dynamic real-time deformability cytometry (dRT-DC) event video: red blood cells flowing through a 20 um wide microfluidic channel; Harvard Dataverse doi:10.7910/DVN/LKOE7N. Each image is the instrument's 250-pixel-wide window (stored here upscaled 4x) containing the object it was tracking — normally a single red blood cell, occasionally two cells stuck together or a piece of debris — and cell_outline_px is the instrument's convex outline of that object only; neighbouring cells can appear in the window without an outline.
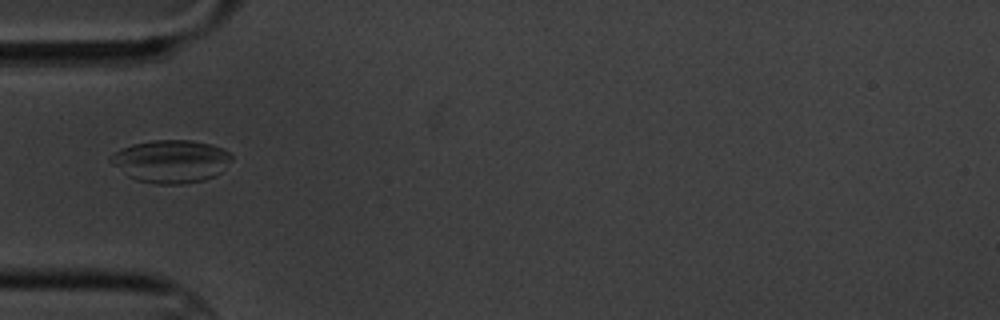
{"species": "common noctule bat (a hibernating species)", "species_latin": "Nyctalus noctula", "temperature_condition": "cold", "stored_images_in_passage": 9, "camera_frame_rate_fps": 3000, "um_per_image_px": 0.085, "animal": {"sex": "male", "body_mass_g": 20.1, "forearm_length_mm": 53.5}, "frame": {"image": 1, "passage_image": 3, "time_ms": 2.333, "image_size_px": [1000, 320], "cell_outline_px": [[232, 160], [216, 176], [204, 180], [184, 184], [156, 184], [136, 180], [128, 176], [112, 164], [108, 160], [108, 156], [120, 148], [132, 144], [152, 140], [192, 140], [224, 148], [232, 156]], "centroid_in_image_um": [14.51, 13.71], "position_along_channel_um": 70.5, "area_um2": 30.4}}
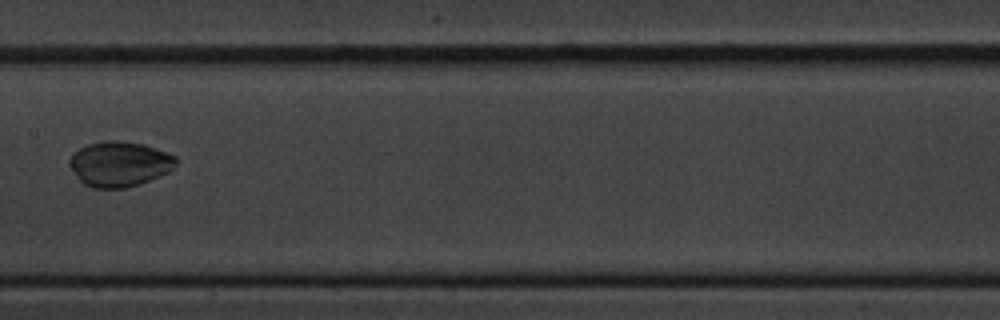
{"frame": {"image": 2, "passage_image": 6, "time_ms": 6.0, "image_size_px": [1000, 320], "cell_outline_px": [[176, 164], [168, 172], [140, 184], [124, 188], [92, 188], [84, 184], [76, 176], [68, 164], [68, 160], [72, 152], [88, 144], [108, 140], [120, 140], [144, 144], [176, 156]], "centroid_in_image_um": [10.12, 13.93], "position_along_channel_um": 197.3, "area_um2": 28.09}}
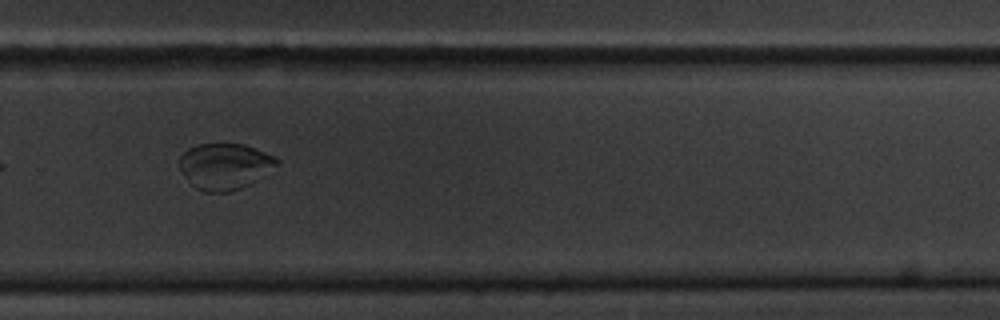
{"frame": {"image": 3, "passage_image": 9, "time_ms": 9.333, "image_size_px": [1000, 320], "cell_outline_px": [[280, 164], [256, 180], [240, 188], [228, 192], [204, 192], [196, 188], [192, 184], [180, 168], [180, 156], [188, 148], [200, 144], [244, 144], [276, 156], [280, 160]], "centroid_in_image_um": [19.14, 14.12], "position_along_channel_um": 310.7, "area_um2": 26.01}}